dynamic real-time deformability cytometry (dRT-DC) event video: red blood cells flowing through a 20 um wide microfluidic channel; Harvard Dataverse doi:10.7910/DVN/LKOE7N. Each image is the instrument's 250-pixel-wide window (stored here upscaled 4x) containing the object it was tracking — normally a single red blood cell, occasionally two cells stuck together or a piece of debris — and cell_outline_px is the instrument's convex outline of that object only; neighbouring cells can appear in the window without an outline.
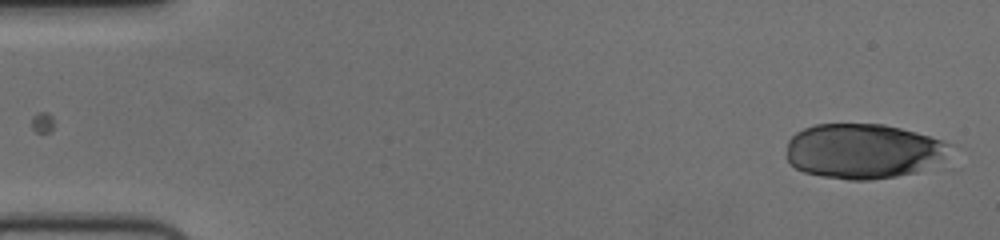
{"species": "human", "species_latin": "Homo sapiens", "temperature_condition": "cold", "stored_images_in_passage": 53, "camera_frame_rate_fps": 3000, "um_per_image_px": 0.085, "donor": {"sex": "female"}, "frame": {"image": 1, "passage_image": 1, "time_ms": 0.0, "image_size_px": [1000, 240], "cell_outline_px": [[952, 144], [940, 156], [916, 172], [896, 176], [868, 180], [848, 180], [820, 176], [804, 172], [796, 168], [788, 160], [788, 140], [796, 132], [804, 128], [816, 124], [884, 124], [916, 132]], "centroid_in_image_um": [73.26, 12.83], "position_along_channel_um": 11.7, "area_um2": 51.33}}
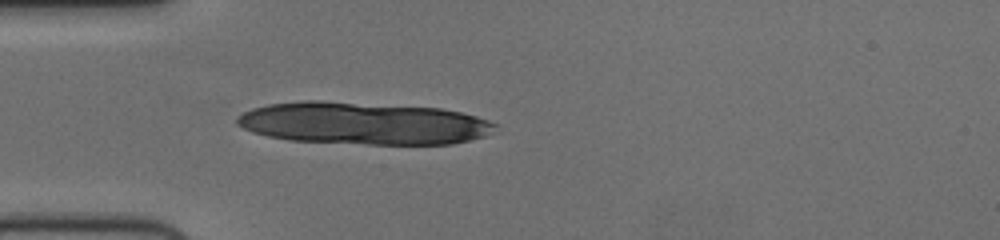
{"frame": {"image": 2, "passage_image": 15, "time_ms": 4.667, "image_size_px": [1000, 240], "cell_outline_px": [[500, 124], [484, 136], [452, 144], [368, 144], [288, 140], [268, 136], [252, 132], [236, 124], [236, 116], [252, 108], [268, 104], [304, 100], [316, 100], [440, 108], [460, 112], [476, 116]], "centroid_in_image_um": [30.85, 10.47], "position_along_channel_um": 54.1, "area_um2": 63.64}}
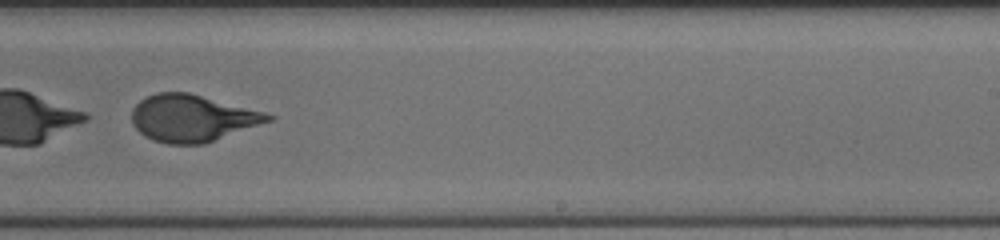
{"frame": {"image": 3, "passage_image": 34, "time_ms": 11.0, "image_size_px": [1000, 240], "cell_outline_px": [[276, 116], [272, 120], [204, 144], [168, 144], [152, 140], [144, 136], [132, 124], [132, 108], [140, 100], [156, 92], [188, 92], [264, 112]], "centroid_in_image_um": [16.31, 10.05], "position_along_channel_um": 272.7, "area_um2": 37.11}}